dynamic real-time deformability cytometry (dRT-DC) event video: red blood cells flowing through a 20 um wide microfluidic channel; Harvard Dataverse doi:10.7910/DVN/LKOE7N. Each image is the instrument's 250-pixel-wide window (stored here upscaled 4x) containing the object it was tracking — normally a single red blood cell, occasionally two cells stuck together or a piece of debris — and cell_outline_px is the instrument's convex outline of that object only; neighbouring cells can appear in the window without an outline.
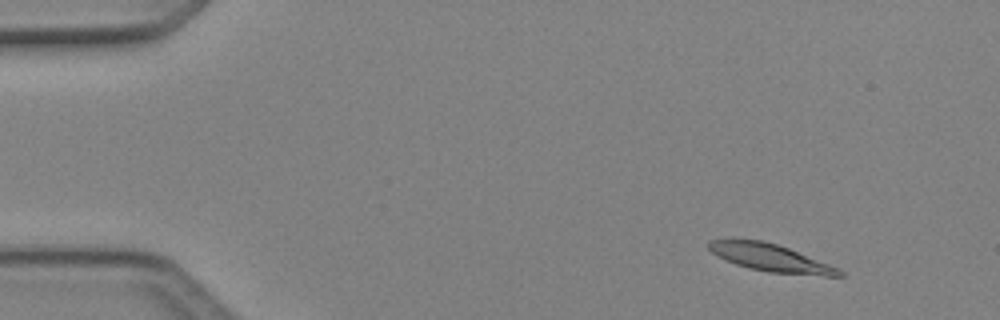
{"species": "Egyptian fruit bat (a non-hibernating species)", "species_latin": "Rousettus aegyptiacus", "temperature_condition": "cold", "stored_images_in_passage": 5, "camera_frame_rate_fps": 3000, "um_per_image_px": 0.085, "animal": {"sex": "female"}, "frame": {"image": 1, "passage_image": 2, "time_ms": 0.333, "image_size_px": [1000, 320], "cell_outline_px": [[844, 276], [824, 276], [768, 272], [748, 268], [724, 260], [712, 252], [708, 248], [708, 240], [732, 236], [760, 240], [776, 244], [788, 248], [840, 268], [844, 272]], "centroid_in_image_um": [65.42, 21.87], "position_along_channel_um": 19.6, "area_um2": 21.5}}
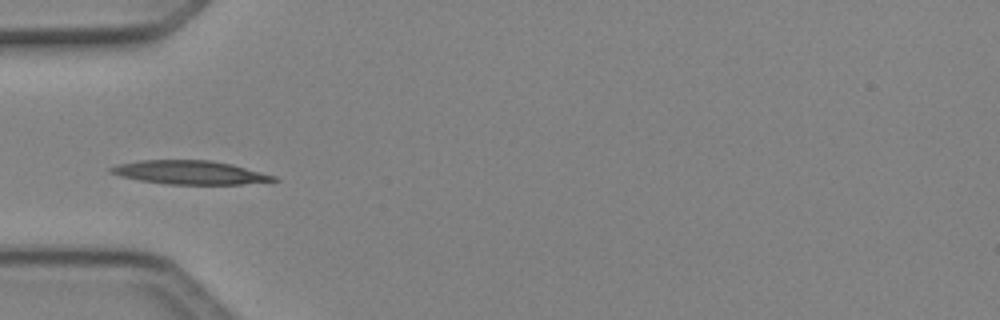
{"frame": {"image": 2, "passage_image": 5, "time_ms": 1.333, "image_size_px": [1000, 320], "cell_outline_px": [[280, 180], [240, 184], [168, 184], [140, 180], [120, 176], [108, 172], [108, 168], [116, 164], [140, 160], [208, 160], [232, 164], [276, 176]], "centroid_in_image_um": [16.1, 14.65], "position_along_channel_um": 68.9, "area_um2": 22.37}}